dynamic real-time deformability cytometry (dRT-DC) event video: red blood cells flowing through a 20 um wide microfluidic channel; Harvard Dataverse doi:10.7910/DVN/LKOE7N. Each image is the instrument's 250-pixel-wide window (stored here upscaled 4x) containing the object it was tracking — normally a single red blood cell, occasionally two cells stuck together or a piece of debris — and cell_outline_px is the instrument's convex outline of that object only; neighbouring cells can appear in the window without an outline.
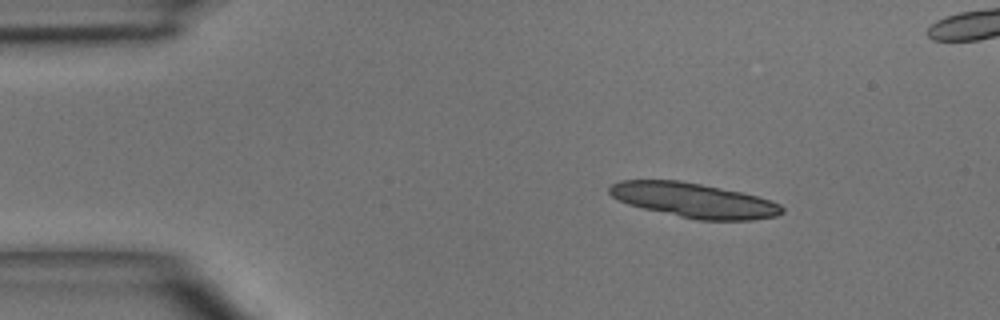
{"species": "common noctule bat (a hibernating species)", "species_latin": "Nyctalus noctula", "temperature_condition": "room temperature", "stored_images_in_passage": 3, "camera_frame_rate_fps": 3000, "um_per_image_px": 0.085, "animal": {"sex": "male", "body_mass_g": 15.6}, "frame": {"image": 1, "passage_image": 3, "time_ms": 3.333, "image_size_px": [1000, 320], "cell_outline_px": [[784, 212], [776, 216], [752, 220], [700, 220], [680, 216], [644, 208], [628, 204], [612, 196], [608, 192], [608, 188], [612, 184], [620, 180], [680, 180], [740, 192], [756, 196], [780, 204], [784, 208]], "centroid_in_image_um": [58.97, 17.02], "position_along_channel_um": 26.0, "area_um2": 34.39}}